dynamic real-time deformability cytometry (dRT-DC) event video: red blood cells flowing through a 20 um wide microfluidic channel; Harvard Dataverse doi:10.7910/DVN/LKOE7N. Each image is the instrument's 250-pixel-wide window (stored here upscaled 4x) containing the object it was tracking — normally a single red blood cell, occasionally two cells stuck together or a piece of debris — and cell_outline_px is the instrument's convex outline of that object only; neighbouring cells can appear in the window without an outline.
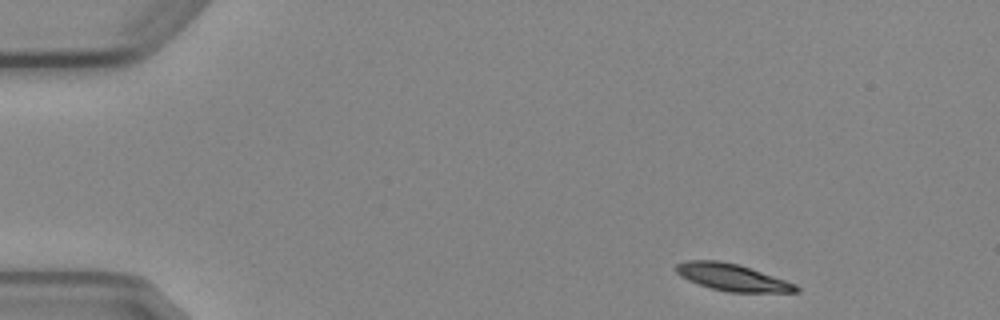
{"species": "Egyptian fruit bat (a non-hibernating species)", "species_latin": "Rousettus aegyptiacus", "temperature_condition": "cold", "stored_images_in_passage": 6, "camera_frame_rate_fps": 3000, "um_per_image_px": 0.085, "animal": {"sex": "female"}, "frame": {"image": 1, "passage_image": 1, "time_ms": 0.0, "image_size_px": [1000, 320], "cell_outline_px": [[800, 292], [728, 292], [712, 288], [688, 280], [680, 276], [676, 272], [676, 264], [688, 260], [720, 260], [736, 264], [796, 284], [800, 288]], "centroid_in_image_um": [62.22, 23.58], "position_along_channel_um": 22.8, "area_um2": 18.5}}
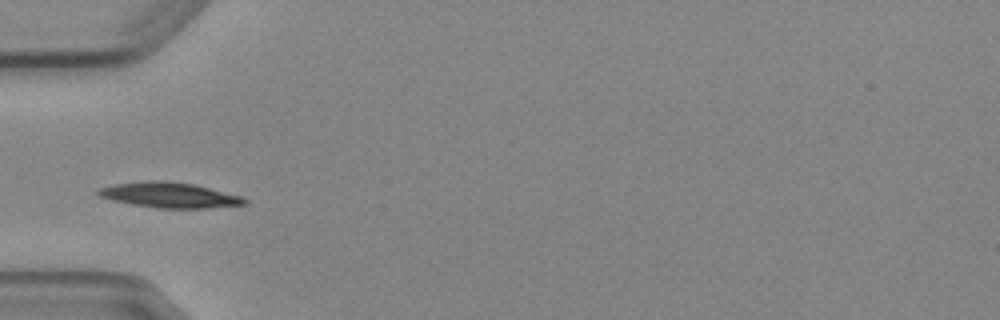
{"frame": {"image": 2, "passage_image": 4, "time_ms": 3.667, "image_size_px": [1000, 320], "cell_outline_px": [[248, 204], [208, 208], [156, 208], [132, 204], [112, 200], [100, 196], [96, 192], [100, 188], [116, 184], [148, 180], [168, 180], [196, 184], [240, 196], [248, 200]], "centroid_in_image_um": [14.43, 16.57], "position_along_channel_um": 70.6, "area_um2": 21.62}}
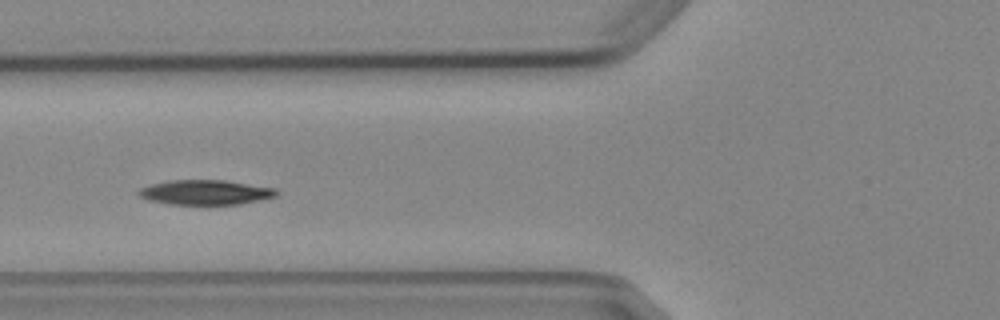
{"frame": {"image": 3, "passage_image": 5, "time_ms": 4.667, "image_size_px": [1000, 320], "cell_outline_px": [[280, 192], [276, 196], [240, 204], [168, 204], [148, 200], [140, 196], [136, 192], [140, 188], [152, 184], [168, 180], [224, 180], [276, 188]], "centroid_in_image_um": [17.46, 16.34], "position_along_channel_um": 108.3, "area_um2": 19.88}}